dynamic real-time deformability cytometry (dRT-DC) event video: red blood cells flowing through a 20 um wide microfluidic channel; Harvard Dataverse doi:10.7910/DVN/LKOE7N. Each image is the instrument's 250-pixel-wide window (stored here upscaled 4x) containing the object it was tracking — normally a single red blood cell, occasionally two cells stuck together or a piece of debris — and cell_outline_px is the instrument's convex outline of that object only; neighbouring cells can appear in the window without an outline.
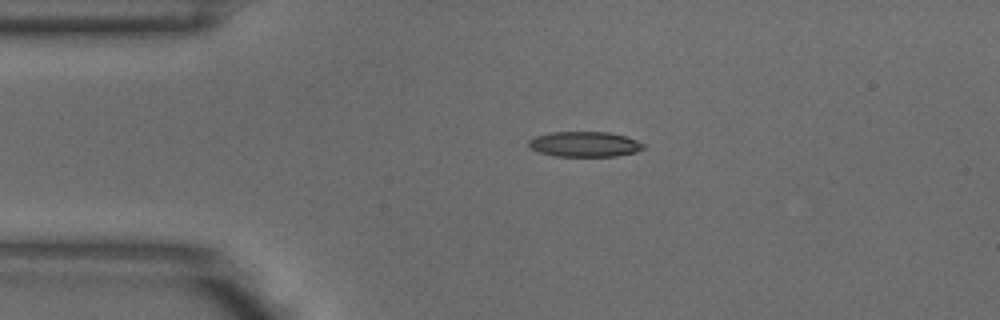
{"species": "common noctule bat (a hibernating species)", "species_latin": "Nyctalus noctula", "temperature_condition": "warm", "stored_images_in_passage": 2, "camera_frame_rate_fps": 3000, "um_per_image_px": 0.085, "animal": {"sex": "male", "body_mass_g": 18.8}, "frame": {"image": 1, "passage_image": 1, "time_ms": 0.0, "image_size_px": [1000, 320], "cell_outline_px": [[644, 148], [636, 152], [616, 156], [556, 156], [540, 152], [532, 148], [528, 144], [528, 140], [536, 136], [548, 132], [608, 132], [624, 136], [636, 140], [644, 144]], "centroid_in_image_um": [49.69, 12.25], "position_along_channel_um": 35.3, "area_um2": 16.76}}